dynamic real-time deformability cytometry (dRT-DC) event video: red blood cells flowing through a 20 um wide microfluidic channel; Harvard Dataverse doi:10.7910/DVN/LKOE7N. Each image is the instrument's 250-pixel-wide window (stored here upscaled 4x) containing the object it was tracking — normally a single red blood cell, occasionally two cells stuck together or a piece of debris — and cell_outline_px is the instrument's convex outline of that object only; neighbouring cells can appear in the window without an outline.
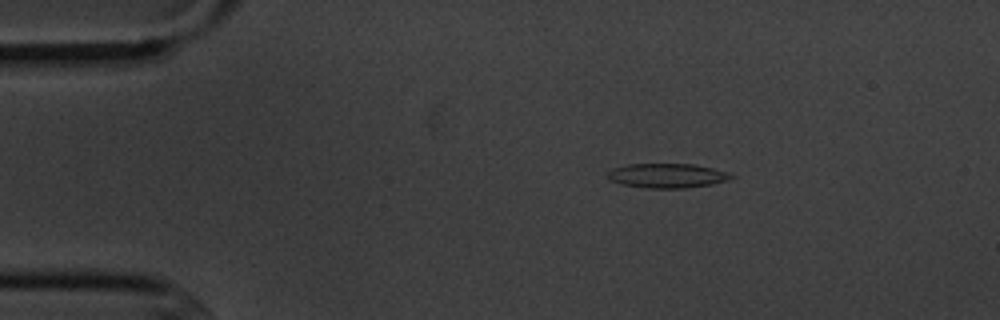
{"species": "common noctule bat (a hibernating species)", "species_latin": "Nyctalus noctula", "temperature_condition": "cold", "stored_images_in_passage": 4, "camera_frame_rate_fps": 3000, "um_per_image_px": 0.085, "animal": {"sex": "male", "body_mass_g": 20.1, "forearm_length_mm": 53.5}, "frame": {"image": 1, "passage_image": 2, "time_ms": 1.333, "image_size_px": [1000, 320], "cell_outline_px": [[736, 176], [728, 180], [712, 184], [684, 188], [644, 188], [620, 184], [608, 180], [604, 176], [612, 168], [628, 164], [692, 164], [712, 168], [728, 172]], "centroid_in_image_um": [56.65, 14.93], "position_along_channel_um": 28.3, "area_um2": 17.8}}